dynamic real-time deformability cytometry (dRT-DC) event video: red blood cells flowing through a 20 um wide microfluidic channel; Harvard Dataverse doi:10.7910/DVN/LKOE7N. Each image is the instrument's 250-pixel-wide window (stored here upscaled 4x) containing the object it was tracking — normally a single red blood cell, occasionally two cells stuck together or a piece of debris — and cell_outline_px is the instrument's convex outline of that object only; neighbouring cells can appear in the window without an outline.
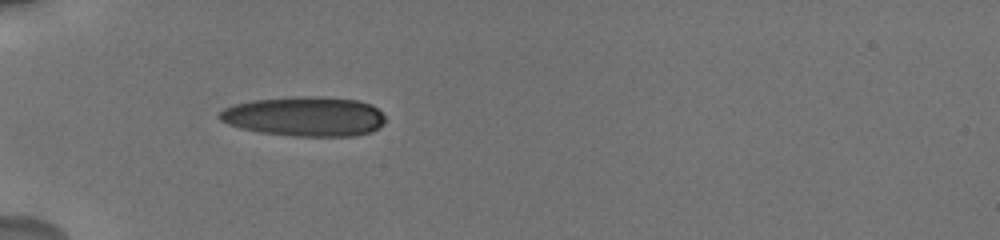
{"species": "human", "species_latin": "Homo sapiens", "temperature_condition": "cold", "stored_images_in_passage": 41, "camera_frame_rate_fps": 3000, "um_per_image_px": 0.085, "donor": {"sex": "male"}, "frame": {"image": 1, "passage_image": 1, "time_ms": 0.0, "image_size_px": [1000, 240], "cell_outline_px": [[384, 124], [372, 132], [352, 136], [292, 136], [260, 132], [240, 128], [228, 124], [220, 120], [216, 116], [224, 108], [232, 104], [252, 100], [296, 96], [320, 96], [360, 100], [372, 104], [384, 116]], "centroid_in_image_um": [25.89, 9.89], "position_along_channel_um": 59.1, "area_um2": 38.73}}
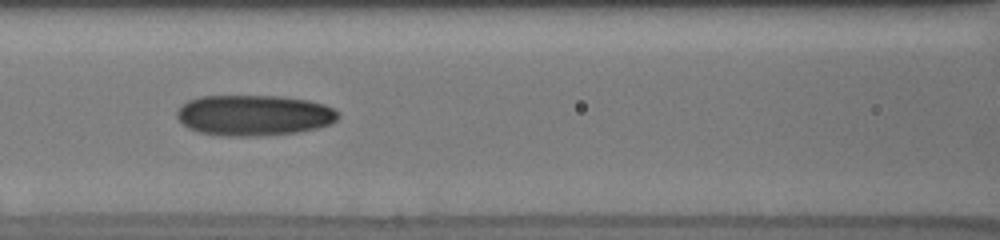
{"frame": {"image": 2, "passage_image": 15, "time_ms": 2.667, "image_size_px": [1000, 240], "cell_outline_px": [[340, 116], [332, 124], [316, 128], [296, 132], [260, 136], [224, 136], [200, 132], [188, 128], [176, 116], [176, 112], [188, 100], [200, 96], [280, 96], [308, 100], [324, 104], [340, 112]], "centroid_in_image_um": [21.61, 9.8], "position_along_channel_um": 145.0, "area_um2": 38.32}}
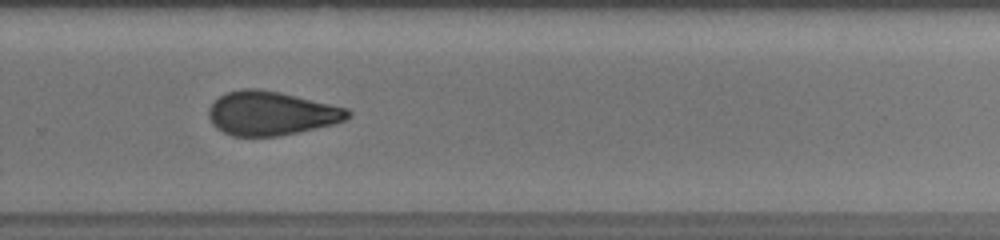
{"frame": {"image": 3, "passage_image": 35, "time_ms": 7.0, "image_size_px": [1000, 240], "cell_outline_px": [[352, 116], [336, 124], [276, 136], [232, 136], [216, 128], [212, 124], [208, 116], [208, 108], [224, 92], [240, 88], [256, 88], [280, 92], [348, 108], [352, 112]], "centroid_in_image_um": [23.04, 9.62], "position_along_channel_um": 306.8, "area_um2": 35.78}}